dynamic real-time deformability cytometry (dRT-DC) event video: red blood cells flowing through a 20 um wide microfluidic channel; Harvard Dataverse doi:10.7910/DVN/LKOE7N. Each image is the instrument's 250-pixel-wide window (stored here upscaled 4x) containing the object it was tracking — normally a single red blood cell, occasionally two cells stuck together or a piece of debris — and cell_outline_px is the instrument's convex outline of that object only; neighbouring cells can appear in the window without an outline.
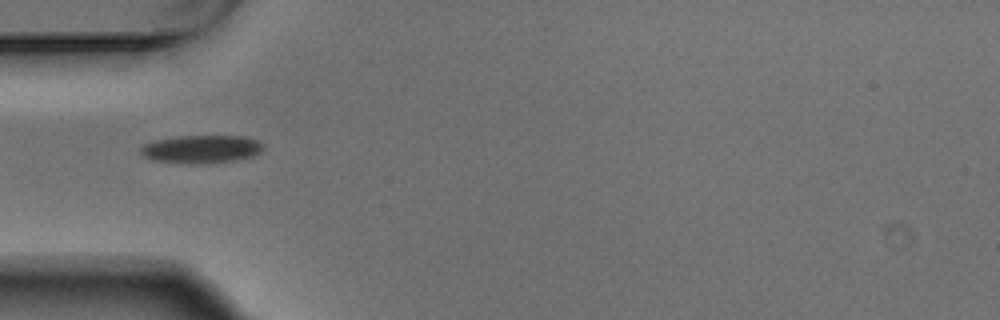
{"species": "Egyptian fruit bat (a non-hibernating species)", "species_latin": "Rousettus aegyptiacus", "temperature_condition": "warm", "stored_images_in_passage": 5, "segment_of_instrument_passage": [2, 2], "camera_frame_rate_fps": 3000, "um_per_image_px": 0.085, "animal": {"sex": "male"}, "frame": {"image": 1, "passage_image": 3, "time_ms": 0.667, "image_size_px": [1000, 320], "cell_outline_px": [[264, 148], [260, 152], [252, 156], [236, 160], [208, 164], [188, 164], [152, 160], [144, 156], [140, 152], [140, 148], [144, 144], [156, 140], [176, 136], [244, 136], [256, 140], [264, 144]], "centroid_in_image_um": [17.12, 12.68], "position_along_channel_um": 67.9, "area_um2": 20.23}}
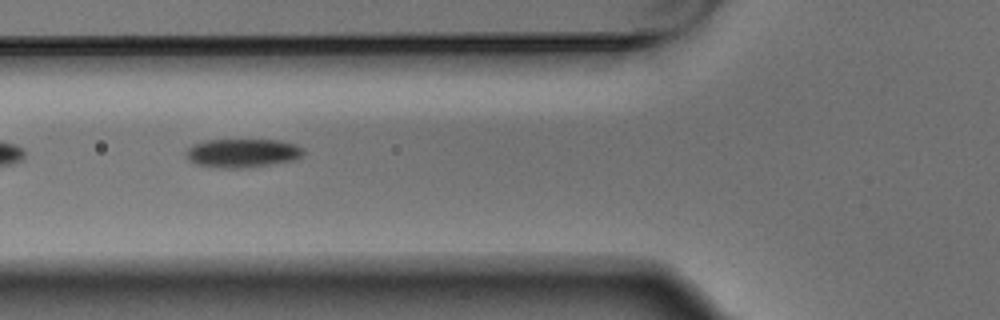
{"frame": {"image": 2, "passage_image": 4, "time_ms": 1.0, "image_size_px": [1000, 320], "cell_outline_px": [[308, 152], [296, 160], [272, 164], [244, 168], [220, 168], [196, 164], [188, 160], [184, 152], [192, 144], [204, 140], [280, 140], [296, 144], [304, 148]], "centroid_in_image_um": [20.64, 13.01], "position_along_channel_um": 105.2, "area_um2": 20.06}}
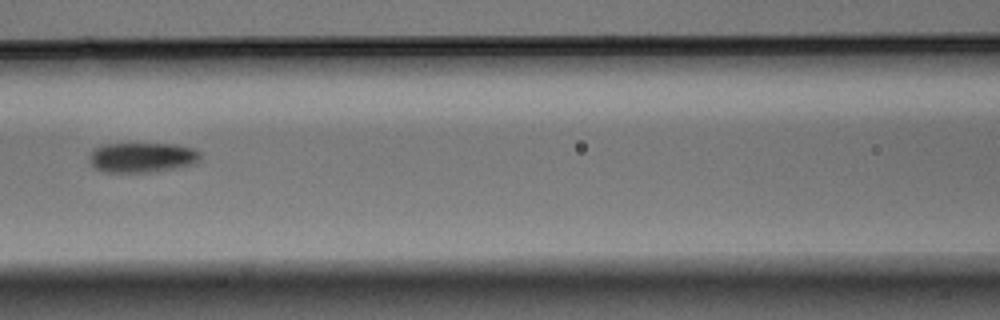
{"frame": {"image": 3, "passage_image": 5, "time_ms": 1.333, "image_size_px": [1000, 320], "cell_outline_px": [[200, 160], [196, 164], [156, 172], [104, 172], [96, 168], [88, 160], [88, 156], [92, 148], [104, 144], [172, 144], [192, 148], [200, 152]], "centroid_in_image_um": [12.07, 13.39], "position_along_channel_um": 154.5, "area_um2": 19.59}}